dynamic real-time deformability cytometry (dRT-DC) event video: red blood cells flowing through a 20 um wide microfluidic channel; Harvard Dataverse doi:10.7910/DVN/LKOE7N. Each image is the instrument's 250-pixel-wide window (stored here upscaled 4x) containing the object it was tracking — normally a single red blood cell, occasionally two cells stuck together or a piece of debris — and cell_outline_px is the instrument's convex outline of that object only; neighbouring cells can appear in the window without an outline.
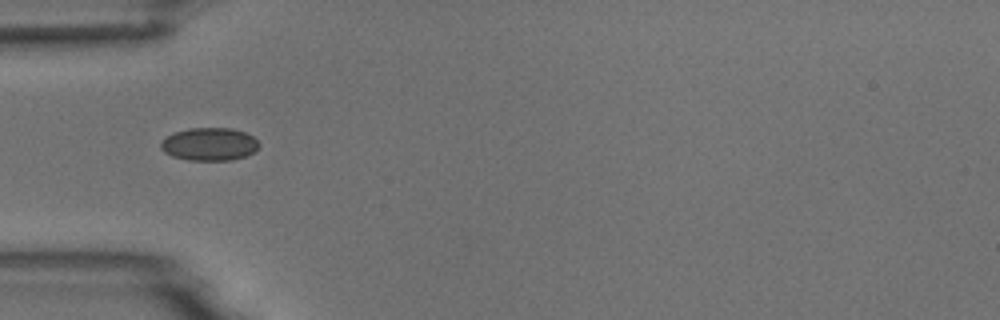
{"species": "common noctule bat (a hibernating species)", "species_latin": "Nyctalus noctula", "temperature_condition": "room temperature", "stored_images_in_passage": 2, "camera_frame_rate_fps": 3000, "um_per_image_px": 0.085, "animal": {"sex": "male", "body_mass_g": 18.8}, "frame": {"image": 1, "passage_image": 1, "time_ms": 0.0, "image_size_px": [1000, 320], "cell_outline_px": [[260, 144], [252, 152], [244, 156], [232, 160], [188, 160], [172, 156], [164, 152], [160, 148], [160, 140], [172, 132], [188, 128], [232, 128], [244, 132], [252, 136]], "centroid_in_image_um": [17.73, 12.24], "position_along_channel_um": 67.3, "area_um2": 18.9}}